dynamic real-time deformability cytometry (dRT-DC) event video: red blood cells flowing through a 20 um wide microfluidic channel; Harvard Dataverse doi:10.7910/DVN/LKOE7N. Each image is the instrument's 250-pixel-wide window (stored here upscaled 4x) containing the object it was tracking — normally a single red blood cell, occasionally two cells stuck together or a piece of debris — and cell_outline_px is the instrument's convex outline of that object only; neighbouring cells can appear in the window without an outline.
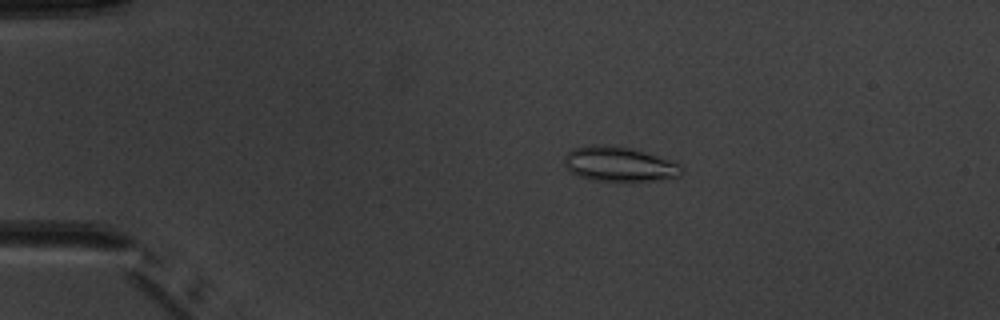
{"species": "common noctule bat (a hibernating species)", "species_latin": "Nyctalus noctula", "temperature_condition": "warm", "stored_images_in_passage": 8, "camera_frame_rate_fps": 3000, "um_per_image_px": 0.085, "animal": {"sex": "male", "body_mass_g": 20.1, "forearm_length_mm": 53.5}, "frame": {"image": 1, "passage_image": 3, "time_ms": 2.333, "image_size_px": [1000, 320], "cell_outline_px": [[680, 176], [656, 180], [592, 180], [580, 176], [572, 172], [564, 164], [564, 156], [572, 148], [592, 144], [608, 144], [628, 148], [644, 152], [680, 164]], "centroid_in_image_um": [52.56, 13.93], "position_along_channel_um": 32.4, "area_um2": 23.24}}
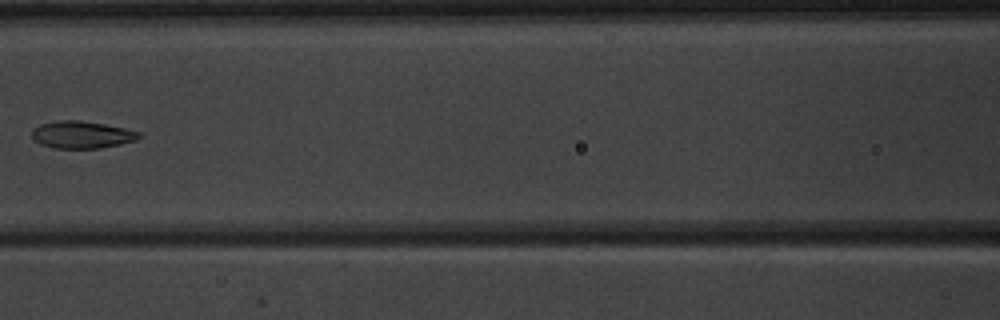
{"frame": {"image": 2, "passage_image": 7, "time_ms": 7.0, "image_size_px": [1000, 320], "cell_outline_px": [[140, 136], [136, 140], [120, 144], [100, 148], [52, 148], [40, 144], [32, 140], [32, 132], [40, 124], [60, 120], [80, 120], [104, 124], [124, 128], [140, 132]], "centroid_in_image_um": [6.93, 11.45], "position_along_channel_um": 159.7, "area_um2": 16.94}}
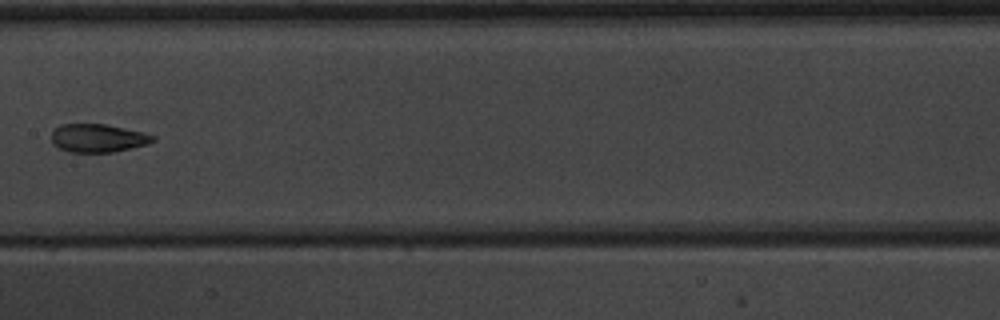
{"frame": {"image": 3, "passage_image": 8, "time_ms": 8.0, "image_size_px": [1000, 320], "cell_outline_px": [[156, 140], [148, 144], [112, 152], [72, 152], [60, 148], [52, 144], [52, 132], [60, 124], [104, 124], [144, 132], [156, 136]], "centroid_in_image_um": [8.34, 11.73], "position_along_channel_um": 199.1, "area_um2": 16.65}}